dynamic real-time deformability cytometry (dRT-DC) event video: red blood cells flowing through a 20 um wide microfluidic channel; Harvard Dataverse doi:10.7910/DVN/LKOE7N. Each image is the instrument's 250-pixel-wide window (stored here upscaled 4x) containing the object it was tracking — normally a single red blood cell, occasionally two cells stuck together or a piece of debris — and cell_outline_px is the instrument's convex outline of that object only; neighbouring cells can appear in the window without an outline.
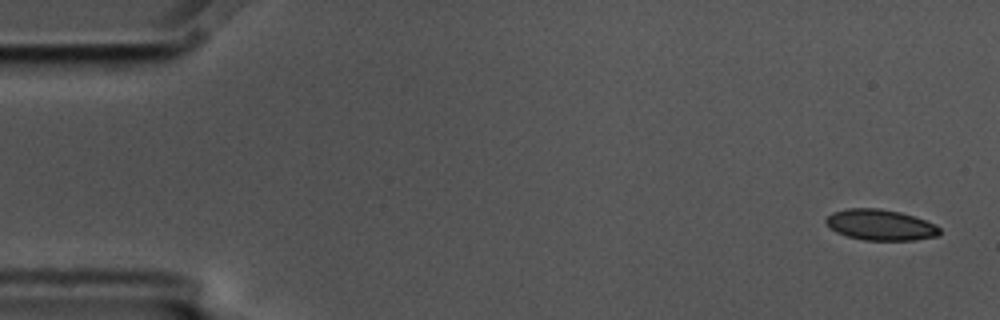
{"species": "common noctule bat (a hibernating species)", "species_latin": "Nyctalus noctula", "temperature_condition": "cold", "stored_images_in_passage": 5, "camera_frame_rate_fps": 3000, "um_per_image_px": 0.085, "animal": {"sex": "male", "body_mass_g": 17.5, "forearm_length_mm": 52.3}, "frame": {"image": 1, "passage_image": 1, "time_ms": 0.0, "image_size_px": [1000, 320], "cell_outline_px": [[940, 232], [936, 236], [916, 240], [864, 240], [848, 236], [836, 232], [824, 220], [832, 212], [848, 208], [880, 208], [900, 212], [936, 224], [940, 228]], "centroid_in_image_um": [74.84, 19.11], "position_along_channel_um": 10.2, "area_um2": 20.29}}
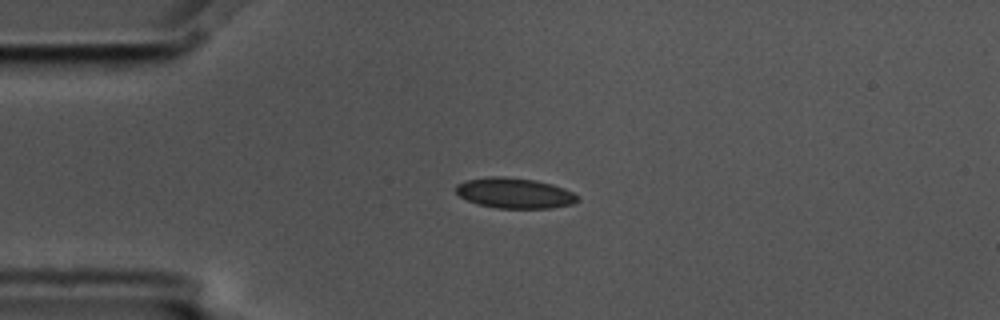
{"frame": {"image": 2, "passage_image": 4, "time_ms": 1.0, "image_size_px": [1000, 320], "cell_outline_px": [[580, 200], [572, 204], [552, 208], [496, 208], [476, 204], [460, 196], [456, 192], [456, 184], [464, 180], [488, 176], [504, 176], [536, 180], [552, 184], [564, 188], [580, 196]], "centroid_in_image_um": [43.74, 16.41], "position_along_channel_um": 41.3, "area_um2": 21.85}}